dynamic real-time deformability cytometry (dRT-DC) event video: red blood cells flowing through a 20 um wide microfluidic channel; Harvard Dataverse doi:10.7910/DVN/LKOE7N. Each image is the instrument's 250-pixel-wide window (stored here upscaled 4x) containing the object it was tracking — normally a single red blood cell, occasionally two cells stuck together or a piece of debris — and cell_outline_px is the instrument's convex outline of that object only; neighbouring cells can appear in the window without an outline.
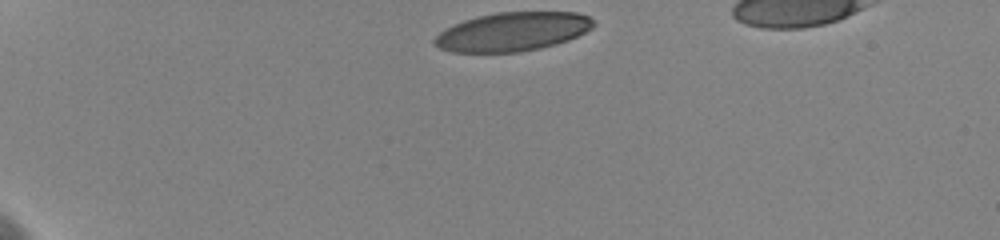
{"species": "human", "species_latin": "Homo sapiens", "temperature_condition": "cold", "stored_images_in_passage": 48, "camera_frame_rate_fps": 3000, "um_per_image_px": 0.085, "donor": {"sex": "female"}, "frame": {"image": 1, "passage_image": 1, "time_ms": 0.0, "image_size_px": [1000, 240], "cell_outline_px": [[596, 24], [592, 28], [568, 40], [556, 44], [540, 48], [520, 52], [452, 52], [440, 48], [432, 44], [432, 40], [440, 32], [464, 20], [496, 12], [576, 12], [588, 16]], "centroid_in_image_um": [43.57, 2.7], "position_along_channel_um": 41.4, "area_um2": 35.78}}
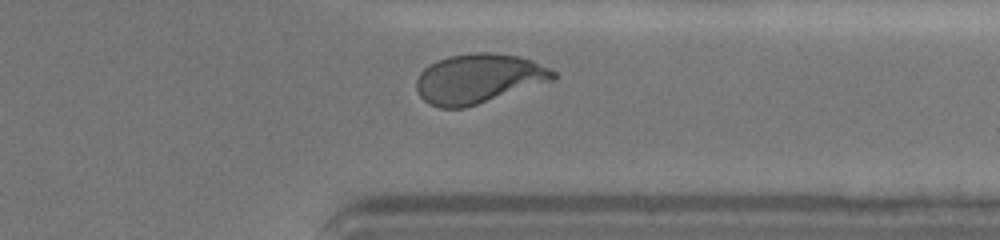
{"frame": {"image": 2, "passage_image": 46, "time_ms": 11.0, "image_size_px": [1000, 240], "cell_outline_px": [[556, 80], [464, 108], [440, 108], [428, 104], [420, 96], [416, 88], [416, 80], [420, 72], [424, 68], [436, 60], [448, 56], [476, 52], [492, 52], [520, 56], [532, 60], [556, 72]], "centroid_in_image_um": [40.67, 6.68], "position_along_channel_um": 370.7, "area_um2": 39.71}, "authors_computed_cell_mechanics": {"area_um2": 39.3329, "velocity_mm_per_s": 3.5982, "shape_relaxation_time_tau1_ms": 5.719, "shape_relaxation_time_tau2_ms": 0.9521, "deformation_change_tau1": 0.186, "deformation_change_tau2": 0.0637}}